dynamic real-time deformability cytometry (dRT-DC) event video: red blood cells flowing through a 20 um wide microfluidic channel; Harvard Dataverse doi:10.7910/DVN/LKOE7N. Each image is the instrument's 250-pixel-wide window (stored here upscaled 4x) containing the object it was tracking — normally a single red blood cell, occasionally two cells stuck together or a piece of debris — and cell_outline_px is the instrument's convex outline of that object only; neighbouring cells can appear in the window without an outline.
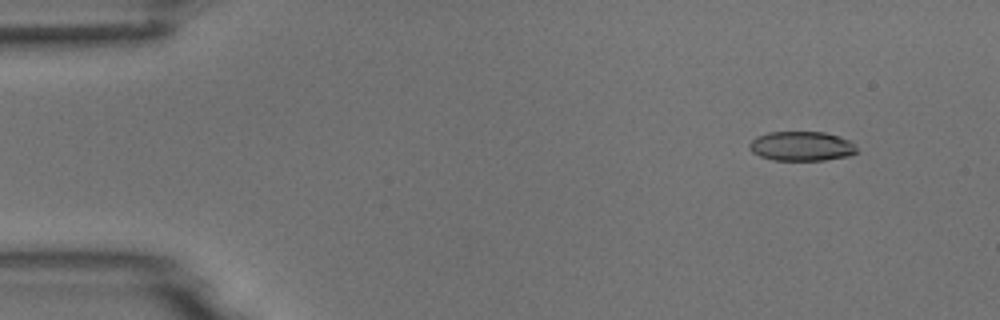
{"species": "common noctule bat (a hibernating species)", "species_latin": "Nyctalus noctula", "temperature_condition": "room temperature", "stored_images_in_passage": 3, "camera_frame_rate_fps": 3000, "um_per_image_px": 0.085, "animal": {"sex": "male", "body_mass_g": 18.8}, "frame": {"image": 1, "passage_image": 1, "time_ms": 0.0, "image_size_px": [1000, 320], "cell_outline_px": [[856, 152], [848, 156], [824, 160], [772, 160], [760, 156], [752, 152], [748, 148], [748, 144], [756, 136], [768, 132], [824, 132], [840, 136], [852, 140], [856, 148]], "centroid_in_image_um": [68.12, 12.42], "position_along_channel_um": 16.9, "area_um2": 18.61}}
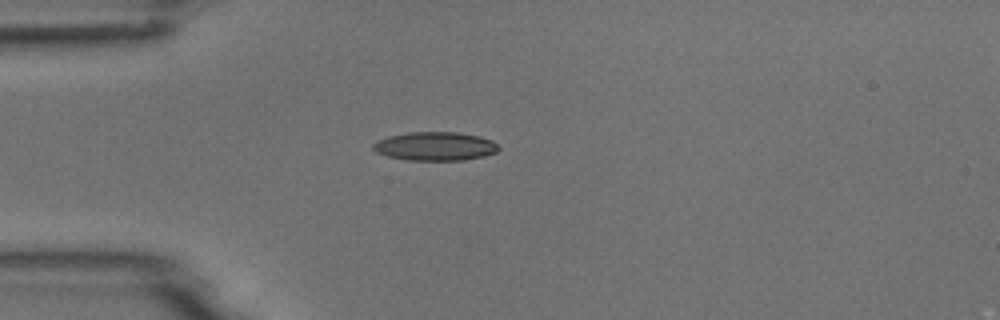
{"frame": {"image": 2, "passage_image": 3, "time_ms": 3.0, "image_size_px": [1000, 320], "cell_outline_px": [[500, 148], [496, 152], [484, 156], [464, 160], [408, 160], [388, 156], [376, 152], [372, 148], [372, 144], [376, 140], [388, 136], [408, 132], [456, 132], [480, 136], [492, 140]], "centroid_in_image_um": [36.97, 12.42], "position_along_channel_um": 48.0, "area_um2": 21.04}}